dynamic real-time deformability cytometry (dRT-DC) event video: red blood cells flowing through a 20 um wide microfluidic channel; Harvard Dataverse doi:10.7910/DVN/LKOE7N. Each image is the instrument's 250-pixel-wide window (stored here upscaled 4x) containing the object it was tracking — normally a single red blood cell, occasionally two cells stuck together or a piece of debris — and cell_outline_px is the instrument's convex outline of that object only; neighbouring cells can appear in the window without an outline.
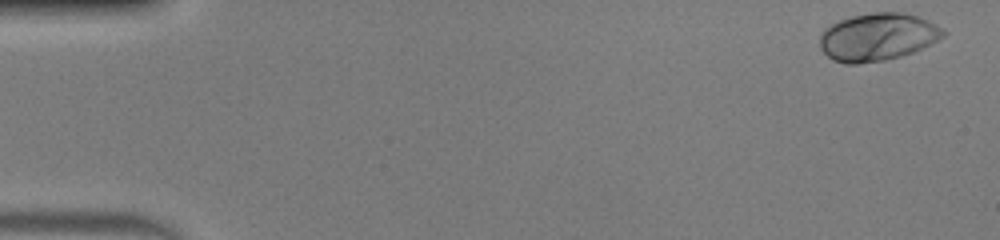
{"species": "human", "species_latin": "Homo sapiens", "temperature_condition": "warm", "stored_images_in_passage": 50, "camera_frame_rate_fps": 3000, "um_per_image_px": 0.085, "donor": {"sex": "male"}, "frame": {"image": 1, "passage_image": 1, "time_ms": 0.0, "image_size_px": [1000, 240], "cell_outline_px": [[948, 32], [944, 36], [912, 52], [900, 56], [884, 60], [856, 64], [844, 64], [832, 60], [820, 48], [820, 36], [824, 28], [840, 20], [852, 16], [872, 12], [900, 12], [916, 16], [928, 20], [944, 28]], "centroid_in_image_um": [74.58, 3.14], "position_along_channel_um": 10.4, "area_um2": 34.16}}
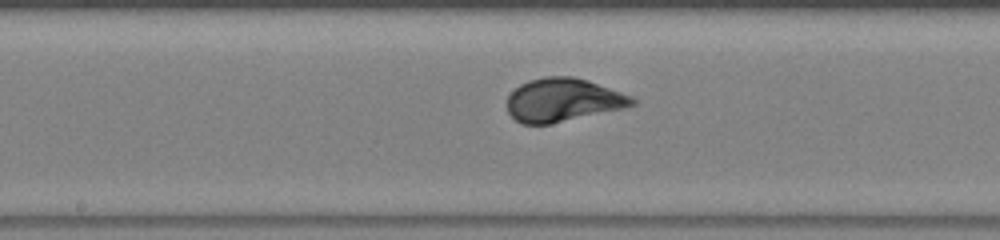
{"frame": {"image": 2, "passage_image": 26, "time_ms": 8.333, "image_size_px": [1000, 240], "cell_outline_px": [[636, 104], [628, 108], [548, 124], [520, 124], [508, 112], [508, 96], [520, 84], [528, 80], [544, 76], [572, 76], [588, 80], [632, 96], [636, 100]], "centroid_in_image_um": [47.88, 8.5], "position_along_channel_um": 200.3, "area_um2": 31.73}}
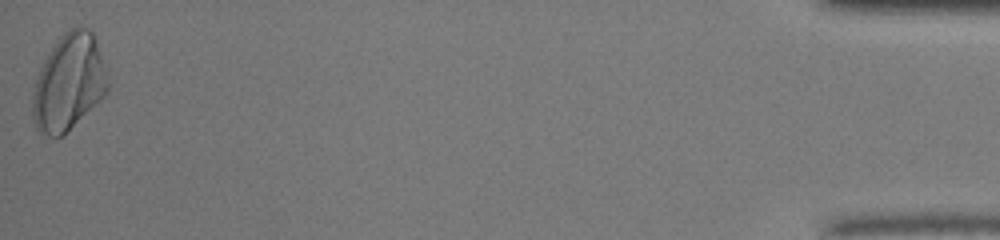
{"frame": {"image": 3, "passage_image": 50, "time_ms": 16.333, "image_size_px": [1000, 240], "cell_outline_px": [[108, 92], [64, 136], [48, 136], [40, 132], [36, 128], [32, 116], [32, 92], [40, 68], [44, 60], [60, 36], [64, 32], [80, 24], [88, 28], [92, 32], [108, 80]], "centroid_in_image_um": [5.82, 7.04], "position_along_channel_um": 429.4, "area_um2": 41.91}, "authors_computed_cell_mechanics": {"area_um2": 31.79, "velocity_mm_per_s": 4.052, "shape_relaxation_time_tau1_ms": 2.3016, "shape_relaxation_time_tau2_ms": null, "deformation_change_tau1": 0.1827, "deformation_change_tau2": null}}